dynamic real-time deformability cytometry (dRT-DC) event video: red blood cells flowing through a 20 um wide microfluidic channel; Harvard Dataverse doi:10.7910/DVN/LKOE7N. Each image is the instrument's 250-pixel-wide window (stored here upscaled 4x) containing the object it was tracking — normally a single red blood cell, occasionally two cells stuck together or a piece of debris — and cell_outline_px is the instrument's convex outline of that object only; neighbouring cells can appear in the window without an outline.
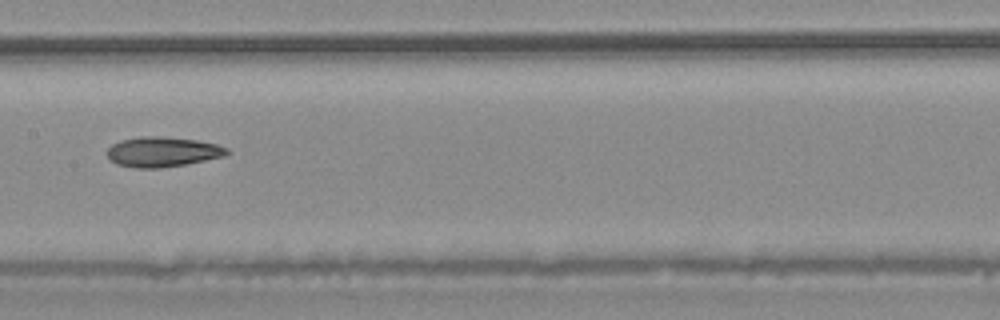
{"species": "common noctule bat (a hibernating species)", "species_latin": "Nyctalus noctula", "temperature_condition": "warm", "stored_images_in_passage": 33, "camera_frame_rate_fps": 3000, "um_per_image_px": 0.085, "animal": {"sex": "male", "body_mass_g": 20.4}, "frame": {"image": 1, "passage_image": 10, "time_ms": 3.0, "image_size_px": [1000, 320], "cell_outline_px": [[232, 152], [224, 156], [184, 164], [160, 168], [132, 168], [116, 164], [108, 156], [108, 148], [112, 144], [120, 140], [140, 136], [160, 136], [196, 140], [216, 144], [228, 148]], "centroid_in_image_um": [13.81, 12.9], "position_along_channel_um": 193.6, "area_um2": 20.92}}